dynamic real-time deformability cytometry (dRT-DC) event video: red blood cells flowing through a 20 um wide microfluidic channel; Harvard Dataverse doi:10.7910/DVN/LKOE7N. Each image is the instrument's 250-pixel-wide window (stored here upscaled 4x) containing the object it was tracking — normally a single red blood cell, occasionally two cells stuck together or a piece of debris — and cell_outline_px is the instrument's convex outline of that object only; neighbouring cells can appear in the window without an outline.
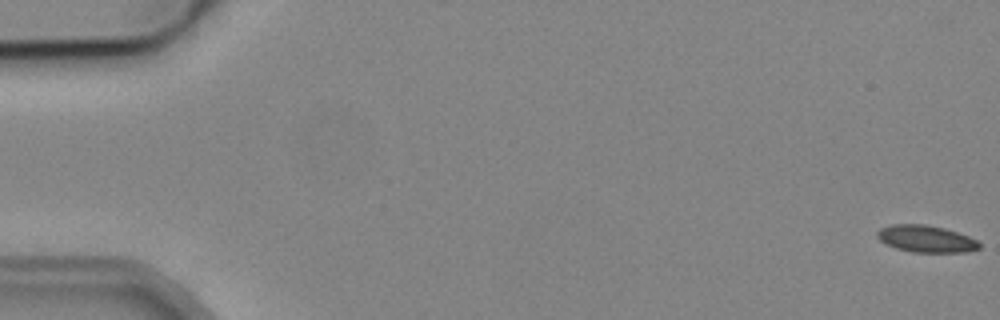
{"species": "common noctule bat (a hibernating species)", "species_latin": "Nyctalus noctula", "temperature_condition": "cold", "stored_images_in_passage": 6, "camera_frame_rate_fps": 3000, "um_per_image_px": 0.085, "animal": {"sex": "male", "body_mass_g": 19.2, "forearm_length_mm": 51.8}, "frame": {"image": 1, "passage_image": 1, "time_ms": 0.0, "image_size_px": [1000, 320], "cell_outline_px": [[980, 248], [968, 252], [912, 252], [896, 248], [884, 244], [876, 236], [876, 232], [880, 228], [892, 224], [924, 224], [944, 228], [968, 236], [976, 240], [980, 244]], "centroid_in_image_um": [78.68, 20.3], "position_along_channel_um": 6.3, "area_um2": 16.07}}
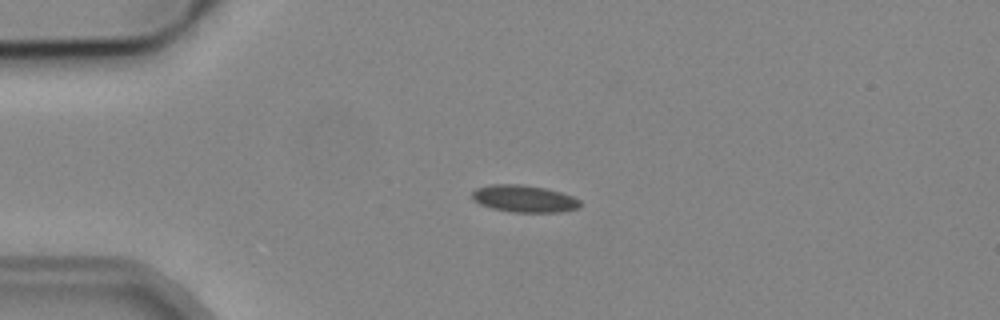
{"frame": {"image": 2, "passage_image": 4, "time_ms": 4.333, "image_size_px": [1000, 320], "cell_outline_px": [[580, 208], [560, 212], [516, 212], [492, 208], [480, 204], [472, 200], [472, 192], [476, 188], [492, 184], [524, 184], [544, 188], [560, 192], [572, 196], [580, 200]], "centroid_in_image_um": [44.55, 16.88], "position_along_channel_um": 40.5, "area_um2": 17.05}}